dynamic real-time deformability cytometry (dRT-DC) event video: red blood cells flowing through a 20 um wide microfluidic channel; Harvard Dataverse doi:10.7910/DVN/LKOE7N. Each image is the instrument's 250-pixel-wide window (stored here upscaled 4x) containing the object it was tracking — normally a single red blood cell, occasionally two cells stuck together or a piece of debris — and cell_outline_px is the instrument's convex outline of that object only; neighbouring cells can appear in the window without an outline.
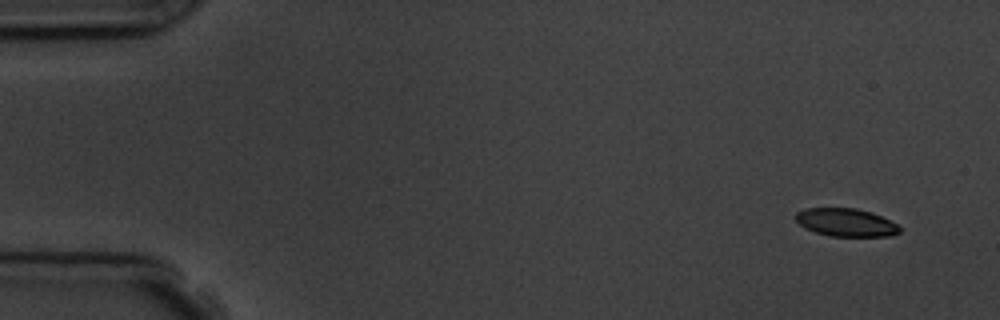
{"species": "common noctule bat (a hibernating species)", "species_latin": "Nyctalus noctula", "temperature_condition": "room temperature", "stored_images_in_passage": 6, "segment_of_instrument_passage": [1, 2], "camera_frame_rate_fps": 3000, "um_per_image_px": 0.085, "animal": {"sex": "male", "body_mass_g": 19.5, "forearm_length_mm": 54.6}, "frame": {"image": 1, "passage_image": 1, "time_ms": 0.0, "image_size_px": [1000, 320], "cell_outline_px": [[900, 232], [892, 236], [828, 236], [804, 228], [796, 220], [796, 212], [804, 208], [856, 208], [872, 212], [896, 224], [900, 228]], "centroid_in_image_um": [71.89, 18.9], "position_along_channel_um": 13.1, "area_um2": 16.94}}
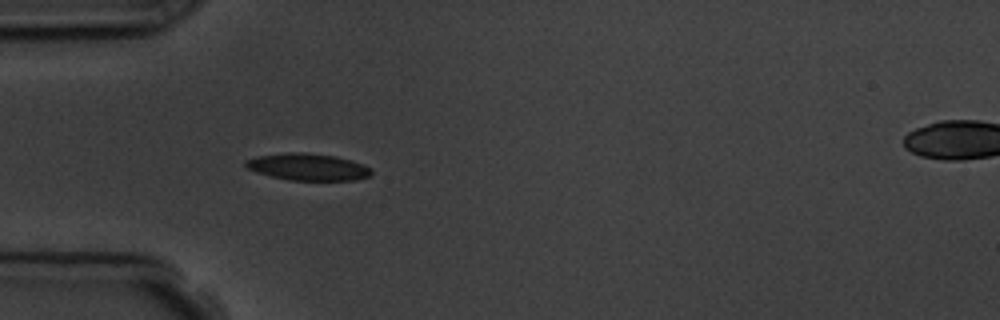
{"frame": {"image": 2, "passage_image": 5, "time_ms": 4.333, "image_size_px": [1000, 320], "cell_outline_px": [[372, 172], [368, 176], [356, 180], [288, 180], [256, 172], [248, 168], [244, 164], [244, 160], [256, 156], [288, 152], [304, 152], [336, 156], [352, 160], [364, 164], [372, 168]], "centroid_in_image_um": [26.18, 14.18], "position_along_channel_um": 58.8, "area_um2": 19.83}}